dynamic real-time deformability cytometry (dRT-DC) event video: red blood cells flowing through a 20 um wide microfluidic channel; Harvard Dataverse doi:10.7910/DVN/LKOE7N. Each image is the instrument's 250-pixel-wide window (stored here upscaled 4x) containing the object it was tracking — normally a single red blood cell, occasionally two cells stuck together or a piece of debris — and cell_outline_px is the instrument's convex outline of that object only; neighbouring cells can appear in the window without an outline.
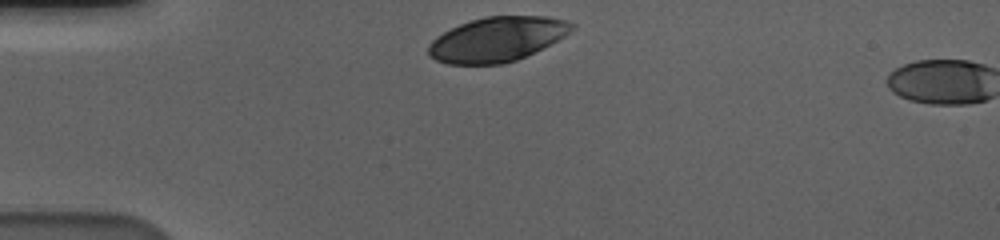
{"species": "human", "species_latin": "Homo sapiens", "temperature_condition": "cold", "stored_images_in_passage": 3, "camera_frame_rate_fps": 3000, "um_per_image_px": 0.085, "donor": {"sex": "male"}, "frame": {"image": 1, "passage_image": 1, "time_ms": 0.0, "image_size_px": [1000, 240], "cell_outline_px": [[576, 28], [564, 36], [516, 60], [504, 64], [448, 64], [436, 60], [428, 56], [428, 44], [436, 36], [460, 24], [484, 16], [548, 16], [564, 20], [576, 24]], "centroid_in_image_um": [42.23, 3.33], "position_along_channel_um": 42.8, "area_um2": 37.05}}